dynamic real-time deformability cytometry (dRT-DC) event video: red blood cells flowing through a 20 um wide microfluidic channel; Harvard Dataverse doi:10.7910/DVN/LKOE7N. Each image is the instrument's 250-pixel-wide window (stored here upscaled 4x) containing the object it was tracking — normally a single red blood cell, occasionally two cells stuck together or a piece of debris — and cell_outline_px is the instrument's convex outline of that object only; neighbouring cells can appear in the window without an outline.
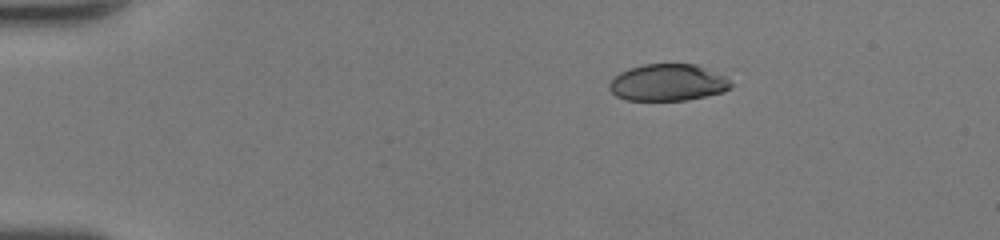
{"species": "human", "species_latin": "Homo sapiens", "temperature_condition": "room temperature", "stored_images_in_passage": 40, "camera_frame_rate_fps": 3000, "um_per_image_px": 0.085, "donor": {"sex": "female"}, "frame": {"image": 1, "passage_image": 1, "time_ms": 0.0, "image_size_px": [1000, 240], "cell_outline_px": [[736, 84], [724, 92], [684, 100], [628, 100], [616, 96], [608, 88], [608, 84], [620, 72], [644, 64], [696, 64], [728, 72]], "centroid_in_image_um": [56.94, 6.99], "position_along_channel_um": 28.1, "area_um2": 26.82}}
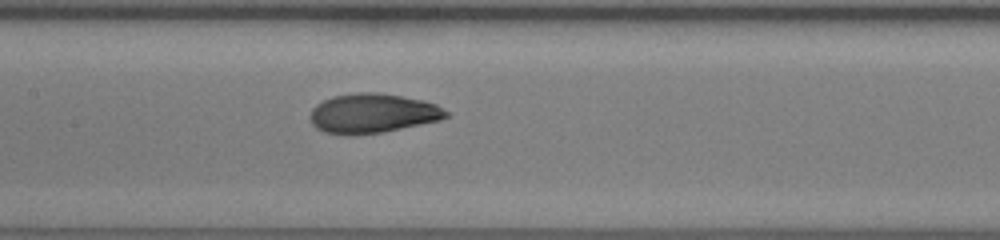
{"frame": {"image": 2, "passage_image": 17, "time_ms": 5.333, "image_size_px": [1000, 240], "cell_outline_px": [[448, 116], [440, 120], [380, 132], [352, 136], [324, 132], [316, 128], [312, 124], [308, 116], [312, 108], [316, 104], [332, 96], [360, 92], [376, 92], [424, 100], [436, 104], [448, 112]], "centroid_in_image_um": [31.62, 9.63], "position_along_channel_um": 175.8, "area_um2": 31.27}}
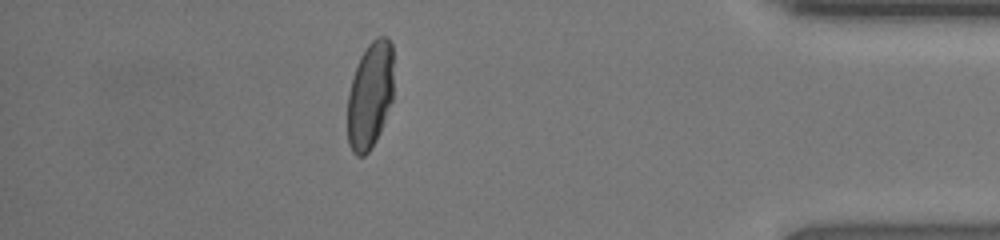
{"frame": {"image": 3, "passage_image": 35, "time_ms": 11.333, "image_size_px": [1000, 240], "cell_outline_px": [[392, 100], [380, 132], [376, 140], [368, 152], [364, 156], [356, 156], [352, 152], [348, 144], [348, 92], [352, 76], [356, 64], [360, 56], [368, 44], [372, 40], [380, 36], [388, 36], [392, 44]], "centroid_in_image_um": [31.44, 8.09], "position_along_channel_um": 403.8, "area_um2": 28.9}, "authors_computed_cell_mechanics": {"area_um2": 30.4895, "velocity_mm_per_s": 4.4098, "shape_relaxation_time_tau1_ms": 4.4326, "shape_relaxation_time_tau2_ms": 1.0016, "deformation_change_tau1": 0.2024, "deformation_change_tau2": 0.0624}}